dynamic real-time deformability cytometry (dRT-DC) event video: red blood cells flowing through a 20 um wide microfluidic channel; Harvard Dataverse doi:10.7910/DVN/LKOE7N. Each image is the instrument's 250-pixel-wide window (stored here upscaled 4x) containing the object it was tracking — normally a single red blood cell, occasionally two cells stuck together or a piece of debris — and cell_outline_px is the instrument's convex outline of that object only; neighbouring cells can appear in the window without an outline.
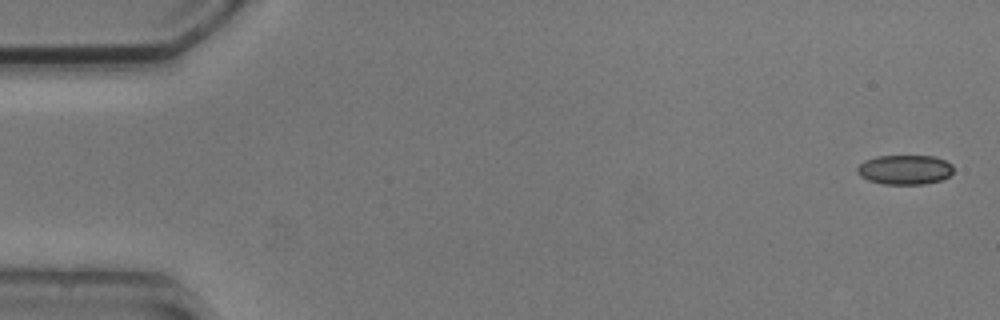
{"species": "common noctule bat (a hibernating species)", "species_latin": "Nyctalus noctula", "temperature_condition": "cold", "stored_images_in_passage": 4, "camera_frame_rate_fps": 3000, "um_per_image_px": 0.085, "animal": {"sex": "male", "body_mass_g": 20.5, "forearm_length_mm": 52.5}, "frame": {"image": 1, "passage_image": 1, "time_ms": 0.0, "image_size_px": [1000, 320], "cell_outline_px": [[952, 172], [948, 176], [940, 180], [924, 184], [884, 184], [868, 180], [860, 176], [856, 172], [856, 168], [864, 160], [876, 156], [936, 156], [952, 164]], "centroid_in_image_um": [76.88, 14.42], "position_along_channel_um": 8.1, "area_um2": 16.59}}
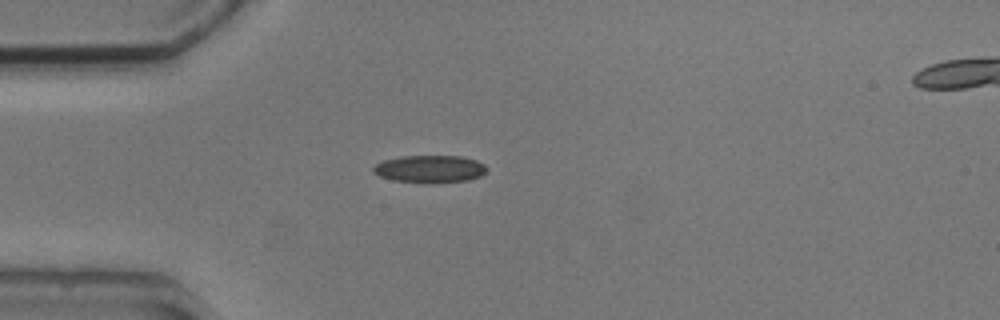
{"frame": {"image": 2, "passage_image": 4, "time_ms": 4.333, "image_size_px": [1000, 320], "cell_outline_px": [[488, 172], [480, 176], [468, 180], [436, 184], [424, 184], [392, 180], [380, 176], [372, 172], [372, 168], [376, 164], [384, 160], [400, 156], [460, 156], [476, 160], [484, 164], [488, 168]], "centroid_in_image_um": [36.55, 14.38], "position_along_channel_um": 48.5, "area_um2": 18.61}}